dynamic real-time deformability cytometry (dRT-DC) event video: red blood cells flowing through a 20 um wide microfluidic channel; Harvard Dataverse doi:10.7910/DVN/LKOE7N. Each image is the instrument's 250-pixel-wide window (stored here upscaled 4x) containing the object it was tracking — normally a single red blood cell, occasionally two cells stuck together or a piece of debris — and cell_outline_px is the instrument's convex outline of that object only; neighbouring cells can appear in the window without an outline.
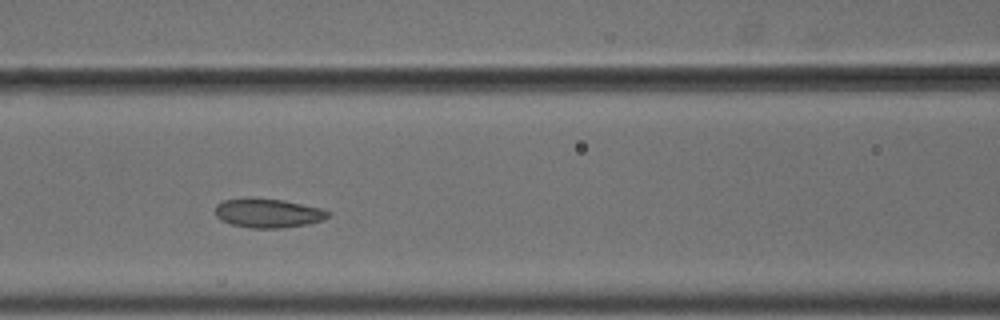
{"species": "common noctule bat (a hibernating species)", "species_latin": "Nyctalus noctula", "temperature_condition": "cold", "stored_images_in_passage": 7, "camera_frame_rate_fps": 3000, "um_per_image_px": 0.085, "animal": {"sex": "male", "body_mass_g": 18.8}, "frame": {"image": 1, "passage_image": 3, "time_ms": 0.667, "image_size_px": [1000, 320], "cell_outline_px": [[332, 216], [324, 220], [308, 224], [280, 228], [252, 228], [232, 224], [216, 216], [216, 204], [224, 200], [284, 200], [320, 208], [328, 212]], "centroid_in_image_um": [22.86, 18.15], "position_along_channel_um": 143.7, "area_um2": 18.44}}
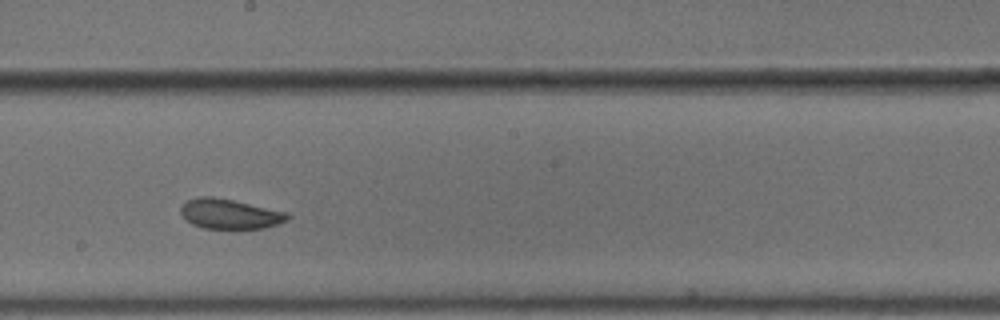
{"frame": {"image": 2, "passage_image": 5, "time_ms": 1.333, "image_size_px": [1000, 320], "cell_outline_px": [[292, 216], [288, 220], [264, 228], [204, 228], [192, 224], [180, 212], [180, 208], [188, 200], [200, 196], [212, 196], [232, 200], [288, 212]], "centroid_in_image_um": [19.56, 18.18], "position_along_channel_um": 228.6, "area_um2": 18.38}}
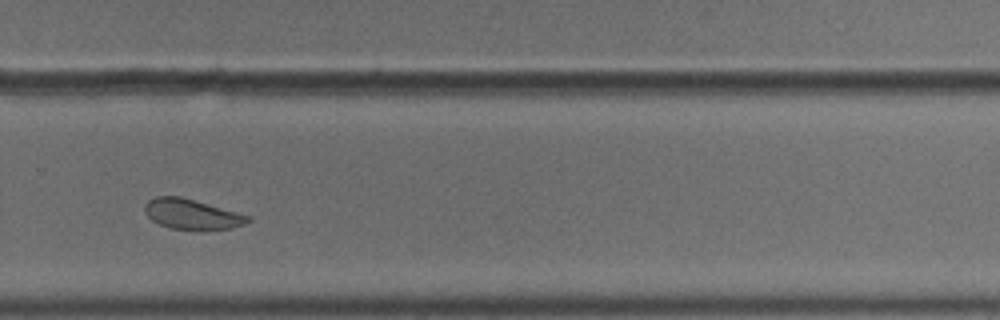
{"frame": {"image": 3, "passage_image": 7, "time_ms": 2.0, "image_size_px": [1000, 320], "cell_outline_px": [[252, 220], [244, 224], [232, 228], [168, 228], [152, 220], [144, 212], [144, 204], [148, 200], [156, 196], [180, 196], [252, 216]], "centroid_in_image_um": [16.29, 18.18], "position_along_channel_um": 313.5, "area_um2": 17.8}}